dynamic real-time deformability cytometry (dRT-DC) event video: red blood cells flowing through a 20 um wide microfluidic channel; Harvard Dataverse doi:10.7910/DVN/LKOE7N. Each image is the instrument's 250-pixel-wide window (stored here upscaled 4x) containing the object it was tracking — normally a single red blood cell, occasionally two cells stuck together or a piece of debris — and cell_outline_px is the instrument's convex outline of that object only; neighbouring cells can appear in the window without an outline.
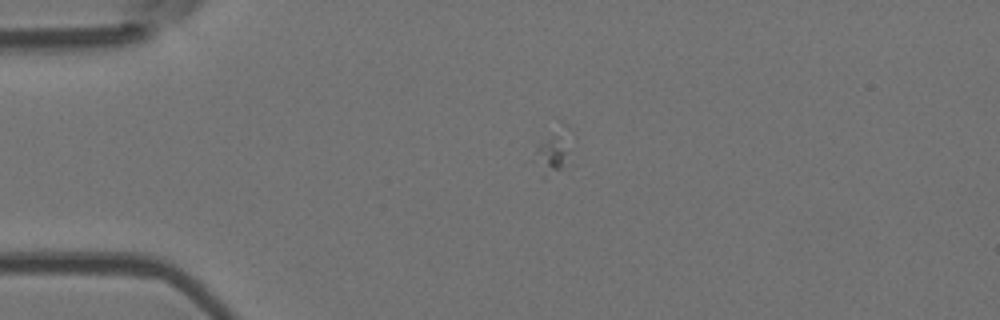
{"species": "Egyptian fruit bat (a non-hibernating species)", "species_latin": "Rousettus aegyptiacus", "temperature_condition": "room temperature", "stored_images_in_passage": 43, "camera_frame_rate_fps": 3000, "um_per_image_px": 0.085, "animal": {"sex": "female"}, "frame": {"image": 1, "passage_image": 1, "time_ms": 0.0, "image_size_px": [1000, 320], "cell_outline_px": [[572, 164], [544, 180], [540, 176], [536, 148], [536, 144], [560, 120], [568, 128]], "centroid_in_image_um": [47.1, 12.85], "position_along_channel_um": 37.9, "area_um2": 10.35}}
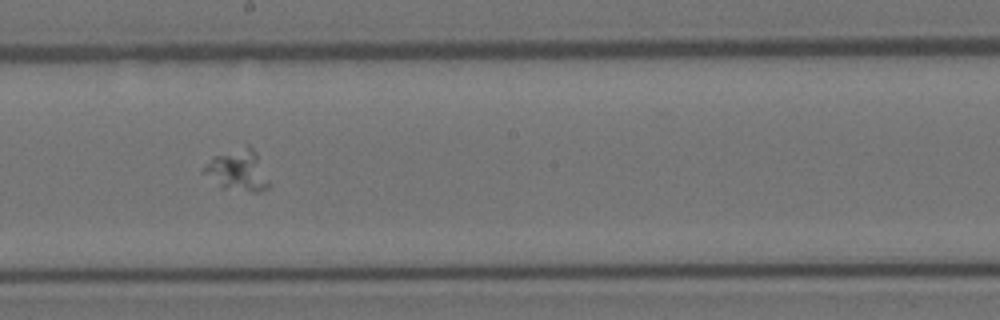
{"frame": {"image": 2, "passage_image": 19, "time_ms": 6.0, "image_size_px": [1000, 320], "cell_outline_px": [[272, 184], [268, 188], [260, 192], [252, 192], [220, 188], [200, 172], [212, 156], [248, 144], [256, 152]], "centroid_in_image_um": [20.2, 14.5], "position_along_channel_um": 228.0, "area_um2": 16.18}}
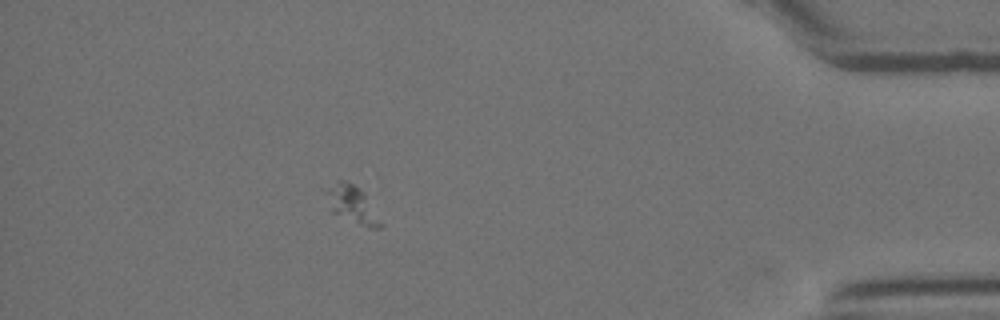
{"frame": {"image": 3, "passage_image": 37, "time_ms": 12.0, "image_size_px": [1000, 320], "cell_outline_px": [[384, 224], [380, 228], [372, 228], [332, 212], [328, 192], [328, 188], [336, 180], [340, 180], [352, 184], [364, 196]], "centroid_in_image_um": [29.96, 17.39], "position_along_channel_um": 405.2, "area_um2": 10.69}}